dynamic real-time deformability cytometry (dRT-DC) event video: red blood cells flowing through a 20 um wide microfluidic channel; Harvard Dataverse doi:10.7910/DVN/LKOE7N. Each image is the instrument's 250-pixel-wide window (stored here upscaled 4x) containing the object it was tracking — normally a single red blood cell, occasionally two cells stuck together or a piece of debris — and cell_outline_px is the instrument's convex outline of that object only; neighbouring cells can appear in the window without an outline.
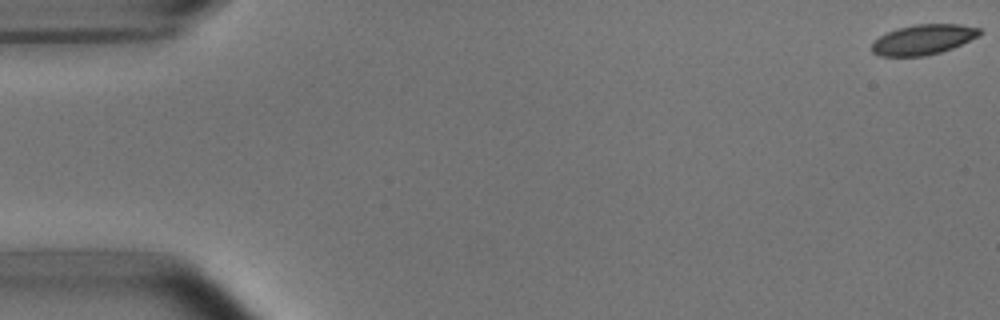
{"species": "common noctule bat (a hibernating species)", "species_latin": "Nyctalus noctula", "temperature_condition": "room temperature", "stored_images_in_passage": 13, "camera_frame_rate_fps": 3000, "um_per_image_px": 0.085, "animal": {"sex": "male", "body_mass_g": 15.6}, "frame": {"image": 1, "passage_image": 1, "time_ms": 0.0, "image_size_px": [1000, 320], "cell_outline_px": [[980, 32], [976, 36], [952, 48], [940, 52], [924, 56], [880, 56], [872, 52], [872, 44], [880, 36], [896, 28], [916, 24], [960, 24], [980, 28]], "centroid_in_image_um": [78.43, 3.36], "position_along_channel_um": 6.6, "area_um2": 18.61}}